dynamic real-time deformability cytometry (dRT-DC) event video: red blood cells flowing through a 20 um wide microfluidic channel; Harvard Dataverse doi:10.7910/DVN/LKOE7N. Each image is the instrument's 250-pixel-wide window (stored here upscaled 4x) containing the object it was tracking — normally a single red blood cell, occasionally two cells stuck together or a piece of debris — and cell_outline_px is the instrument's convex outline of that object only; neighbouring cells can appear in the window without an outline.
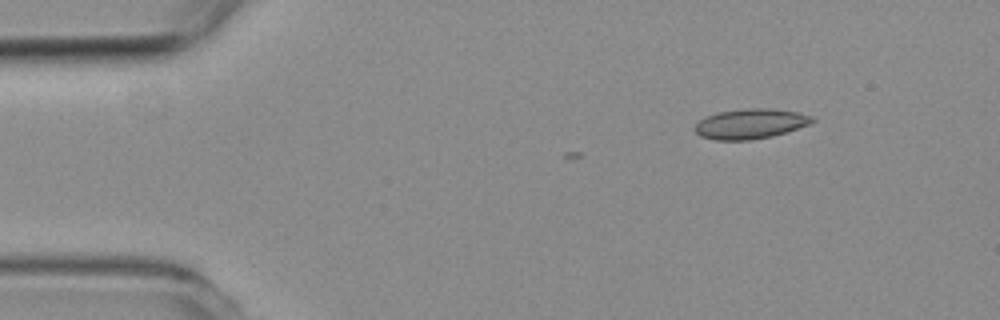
{"species": "common noctule bat (a hibernating species)", "species_latin": "Nyctalus noctula", "temperature_condition": "room temperature", "stored_images_in_passage": 3, "camera_frame_rate_fps": 3000, "um_per_image_px": 0.085, "animal": {"sex": "female", "body_mass_g": 19.3, "forearm_length_mm": 54.1}, "frame": {"image": 1, "passage_image": 1, "time_ms": 0.0, "image_size_px": [1000, 320], "cell_outline_px": [[816, 120], [808, 124], [772, 136], [752, 140], [716, 140], [700, 136], [692, 128], [700, 120], [716, 112], [748, 108], [768, 108], [800, 112], [812, 116]], "centroid_in_image_um": [63.76, 10.52], "position_along_channel_um": 21.2, "area_um2": 20.46}}